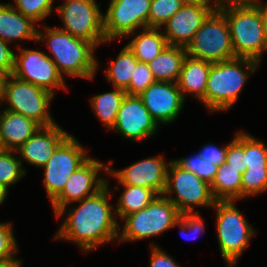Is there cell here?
Here are the masks:
<instances>
[{
	"mask_svg": "<svg viewBox=\"0 0 267 267\" xmlns=\"http://www.w3.org/2000/svg\"><path fill=\"white\" fill-rule=\"evenodd\" d=\"M267 190V169H246L242 174L241 199Z\"/></svg>",
	"mask_w": 267,
	"mask_h": 267,
	"instance_id": "33",
	"label": "cell"
},
{
	"mask_svg": "<svg viewBox=\"0 0 267 267\" xmlns=\"http://www.w3.org/2000/svg\"><path fill=\"white\" fill-rule=\"evenodd\" d=\"M8 195V189L0 184V204H2Z\"/></svg>",
	"mask_w": 267,
	"mask_h": 267,
	"instance_id": "47",
	"label": "cell"
},
{
	"mask_svg": "<svg viewBox=\"0 0 267 267\" xmlns=\"http://www.w3.org/2000/svg\"><path fill=\"white\" fill-rule=\"evenodd\" d=\"M255 4L258 6L263 19L264 34L267 41V3L262 4L260 3V0H258Z\"/></svg>",
	"mask_w": 267,
	"mask_h": 267,
	"instance_id": "42",
	"label": "cell"
},
{
	"mask_svg": "<svg viewBox=\"0 0 267 267\" xmlns=\"http://www.w3.org/2000/svg\"><path fill=\"white\" fill-rule=\"evenodd\" d=\"M227 152V146L219 148L213 144L203 146L202 150L199 151V154L208 162H212L218 166L222 165L225 162Z\"/></svg>",
	"mask_w": 267,
	"mask_h": 267,
	"instance_id": "39",
	"label": "cell"
},
{
	"mask_svg": "<svg viewBox=\"0 0 267 267\" xmlns=\"http://www.w3.org/2000/svg\"><path fill=\"white\" fill-rule=\"evenodd\" d=\"M168 163L162 156L146 158L116 171L108 168L107 174L117 178L121 185H136L163 195L166 188Z\"/></svg>",
	"mask_w": 267,
	"mask_h": 267,
	"instance_id": "17",
	"label": "cell"
},
{
	"mask_svg": "<svg viewBox=\"0 0 267 267\" xmlns=\"http://www.w3.org/2000/svg\"><path fill=\"white\" fill-rule=\"evenodd\" d=\"M182 6L180 0H152L149 28H161Z\"/></svg>",
	"mask_w": 267,
	"mask_h": 267,
	"instance_id": "31",
	"label": "cell"
},
{
	"mask_svg": "<svg viewBox=\"0 0 267 267\" xmlns=\"http://www.w3.org/2000/svg\"><path fill=\"white\" fill-rule=\"evenodd\" d=\"M108 185L106 182L100 191L80 200L79 206L69 210L54 238L75 242L85 252L118 239L120 224L114 217V207L108 203Z\"/></svg>",
	"mask_w": 267,
	"mask_h": 267,
	"instance_id": "1",
	"label": "cell"
},
{
	"mask_svg": "<svg viewBox=\"0 0 267 267\" xmlns=\"http://www.w3.org/2000/svg\"><path fill=\"white\" fill-rule=\"evenodd\" d=\"M15 54L12 75L30 82L55 95L53 88H65L64 76L59 72L50 55L40 50L20 48Z\"/></svg>",
	"mask_w": 267,
	"mask_h": 267,
	"instance_id": "13",
	"label": "cell"
},
{
	"mask_svg": "<svg viewBox=\"0 0 267 267\" xmlns=\"http://www.w3.org/2000/svg\"><path fill=\"white\" fill-rule=\"evenodd\" d=\"M53 97L51 92L9 75L1 102L5 100L9 103L6 110L20 113L41 127H47L56 124L48 111Z\"/></svg>",
	"mask_w": 267,
	"mask_h": 267,
	"instance_id": "8",
	"label": "cell"
},
{
	"mask_svg": "<svg viewBox=\"0 0 267 267\" xmlns=\"http://www.w3.org/2000/svg\"><path fill=\"white\" fill-rule=\"evenodd\" d=\"M138 62L126 45L119 53L116 61H112L106 70L107 80L112 82L113 87L126 90Z\"/></svg>",
	"mask_w": 267,
	"mask_h": 267,
	"instance_id": "28",
	"label": "cell"
},
{
	"mask_svg": "<svg viewBox=\"0 0 267 267\" xmlns=\"http://www.w3.org/2000/svg\"><path fill=\"white\" fill-rule=\"evenodd\" d=\"M7 44L0 39V71L9 76L12 75L14 69L15 53Z\"/></svg>",
	"mask_w": 267,
	"mask_h": 267,
	"instance_id": "40",
	"label": "cell"
},
{
	"mask_svg": "<svg viewBox=\"0 0 267 267\" xmlns=\"http://www.w3.org/2000/svg\"><path fill=\"white\" fill-rule=\"evenodd\" d=\"M108 168L102 162L89 157L71 175L63 191L51 202L56 216L59 218L63 215L69 203H75L100 191L107 181L98 174L101 170H105L107 173Z\"/></svg>",
	"mask_w": 267,
	"mask_h": 267,
	"instance_id": "14",
	"label": "cell"
},
{
	"mask_svg": "<svg viewBox=\"0 0 267 267\" xmlns=\"http://www.w3.org/2000/svg\"><path fill=\"white\" fill-rule=\"evenodd\" d=\"M8 75L2 71H0V103L3 97L4 88H5V82Z\"/></svg>",
	"mask_w": 267,
	"mask_h": 267,
	"instance_id": "46",
	"label": "cell"
},
{
	"mask_svg": "<svg viewBox=\"0 0 267 267\" xmlns=\"http://www.w3.org/2000/svg\"><path fill=\"white\" fill-rule=\"evenodd\" d=\"M127 93L123 89L98 94L91 98V107L108 129H112L117 119L121 103Z\"/></svg>",
	"mask_w": 267,
	"mask_h": 267,
	"instance_id": "26",
	"label": "cell"
},
{
	"mask_svg": "<svg viewBox=\"0 0 267 267\" xmlns=\"http://www.w3.org/2000/svg\"><path fill=\"white\" fill-rule=\"evenodd\" d=\"M96 0H66L56 9L64 27L59 29L93 43H107L104 34V18Z\"/></svg>",
	"mask_w": 267,
	"mask_h": 267,
	"instance_id": "10",
	"label": "cell"
},
{
	"mask_svg": "<svg viewBox=\"0 0 267 267\" xmlns=\"http://www.w3.org/2000/svg\"><path fill=\"white\" fill-rule=\"evenodd\" d=\"M171 192L176 193V197L173 198ZM163 195L172 201L181 213L194 212V205L213 207L217 201L210 184L179 166L175 161L169 162Z\"/></svg>",
	"mask_w": 267,
	"mask_h": 267,
	"instance_id": "9",
	"label": "cell"
},
{
	"mask_svg": "<svg viewBox=\"0 0 267 267\" xmlns=\"http://www.w3.org/2000/svg\"><path fill=\"white\" fill-rule=\"evenodd\" d=\"M258 0H215L217 6H226L232 4H253Z\"/></svg>",
	"mask_w": 267,
	"mask_h": 267,
	"instance_id": "43",
	"label": "cell"
},
{
	"mask_svg": "<svg viewBox=\"0 0 267 267\" xmlns=\"http://www.w3.org/2000/svg\"><path fill=\"white\" fill-rule=\"evenodd\" d=\"M183 5H211L213 0H180Z\"/></svg>",
	"mask_w": 267,
	"mask_h": 267,
	"instance_id": "44",
	"label": "cell"
},
{
	"mask_svg": "<svg viewBox=\"0 0 267 267\" xmlns=\"http://www.w3.org/2000/svg\"><path fill=\"white\" fill-rule=\"evenodd\" d=\"M21 262L19 259H10L7 261H0V267H21Z\"/></svg>",
	"mask_w": 267,
	"mask_h": 267,
	"instance_id": "45",
	"label": "cell"
},
{
	"mask_svg": "<svg viewBox=\"0 0 267 267\" xmlns=\"http://www.w3.org/2000/svg\"><path fill=\"white\" fill-rule=\"evenodd\" d=\"M11 152L14 150H0V184L7 189L26 175L23 169L22 158L15 157Z\"/></svg>",
	"mask_w": 267,
	"mask_h": 267,
	"instance_id": "29",
	"label": "cell"
},
{
	"mask_svg": "<svg viewBox=\"0 0 267 267\" xmlns=\"http://www.w3.org/2000/svg\"><path fill=\"white\" fill-rule=\"evenodd\" d=\"M151 261L150 267H180L171 258L168 254H166L162 249L157 247L156 245H151Z\"/></svg>",
	"mask_w": 267,
	"mask_h": 267,
	"instance_id": "41",
	"label": "cell"
},
{
	"mask_svg": "<svg viewBox=\"0 0 267 267\" xmlns=\"http://www.w3.org/2000/svg\"><path fill=\"white\" fill-rule=\"evenodd\" d=\"M17 243L13 235L12 224L0 222V261H7L15 257Z\"/></svg>",
	"mask_w": 267,
	"mask_h": 267,
	"instance_id": "37",
	"label": "cell"
},
{
	"mask_svg": "<svg viewBox=\"0 0 267 267\" xmlns=\"http://www.w3.org/2000/svg\"><path fill=\"white\" fill-rule=\"evenodd\" d=\"M158 126L141 98L126 94L112 129L129 140H140L155 135Z\"/></svg>",
	"mask_w": 267,
	"mask_h": 267,
	"instance_id": "16",
	"label": "cell"
},
{
	"mask_svg": "<svg viewBox=\"0 0 267 267\" xmlns=\"http://www.w3.org/2000/svg\"><path fill=\"white\" fill-rule=\"evenodd\" d=\"M244 154L246 169H267V146L247 133H244Z\"/></svg>",
	"mask_w": 267,
	"mask_h": 267,
	"instance_id": "30",
	"label": "cell"
},
{
	"mask_svg": "<svg viewBox=\"0 0 267 267\" xmlns=\"http://www.w3.org/2000/svg\"><path fill=\"white\" fill-rule=\"evenodd\" d=\"M199 211H195L193 213L191 212H185V213H181V216L179 218V220L177 221V225L180 227L181 230V234L183 235L184 238H186V240H192L194 237L189 238L188 235L186 233H184L186 230L190 231V235L192 234V236L200 233L204 232V222L203 219L200 217L199 215Z\"/></svg>",
	"mask_w": 267,
	"mask_h": 267,
	"instance_id": "38",
	"label": "cell"
},
{
	"mask_svg": "<svg viewBox=\"0 0 267 267\" xmlns=\"http://www.w3.org/2000/svg\"><path fill=\"white\" fill-rule=\"evenodd\" d=\"M160 28H145L142 33L136 35L127 47L141 63L148 64L157 57L168 45Z\"/></svg>",
	"mask_w": 267,
	"mask_h": 267,
	"instance_id": "24",
	"label": "cell"
},
{
	"mask_svg": "<svg viewBox=\"0 0 267 267\" xmlns=\"http://www.w3.org/2000/svg\"><path fill=\"white\" fill-rule=\"evenodd\" d=\"M180 216L181 212L172 201L164 195H157L145 208L123 218L124 228L118 240L135 241L157 236L177 226Z\"/></svg>",
	"mask_w": 267,
	"mask_h": 267,
	"instance_id": "5",
	"label": "cell"
},
{
	"mask_svg": "<svg viewBox=\"0 0 267 267\" xmlns=\"http://www.w3.org/2000/svg\"><path fill=\"white\" fill-rule=\"evenodd\" d=\"M241 185L242 173H239V169L228 166V163L224 162L218 167L211 190L217 201H236L241 199Z\"/></svg>",
	"mask_w": 267,
	"mask_h": 267,
	"instance_id": "25",
	"label": "cell"
},
{
	"mask_svg": "<svg viewBox=\"0 0 267 267\" xmlns=\"http://www.w3.org/2000/svg\"><path fill=\"white\" fill-rule=\"evenodd\" d=\"M185 49L188 56L212 63L236 58L228 21L218 8L207 17Z\"/></svg>",
	"mask_w": 267,
	"mask_h": 267,
	"instance_id": "6",
	"label": "cell"
},
{
	"mask_svg": "<svg viewBox=\"0 0 267 267\" xmlns=\"http://www.w3.org/2000/svg\"><path fill=\"white\" fill-rule=\"evenodd\" d=\"M187 52L183 46L167 45L148 63L156 81L177 83Z\"/></svg>",
	"mask_w": 267,
	"mask_h": 267,
	"instance_id": "23",
	"label": "cell"
},
{
	"mask_svg": "<svg viewBox=\"0 0 267 267\" xmlns=\"http://www.w3.org/2000/svg\"><path fill=\"white\" fill-rule=\"evenodd\" d=\"M41 126L26 116L4 109L0 111L2 150L17 151Z\"/></svg>",
	"mask_w": 267,
	"mask_h": 267,
	"instance_id": "20",
	"label": "cell"
},
{
	"mask_svg": "<svg viewBox=\"0 0 267 267\" xmlns=\"http://www.w3.org/2000/svg\"><path fill=\"white\" fill-rule=\"evenodd\" d=\"M218 6L183 5L163 26L168 45L186 47L207 17Z\"/></svg>",
	"mask_w": 267,
	"mask_h": 267,
	"instance_id": "18",
	"label": "cell"
},
{
	"mask_svg": "<svg viewBox=\"0 0 267 267\" xmlns=\"http://www.w3.org/2000/svg\"><path fill=\"white\" fill-rule=\"evenodd\" d=\"M156 82L149 65L138 62L131 76L129 87L125 90L128 95H140L152 83Z\"/></svg>",
	"mask_w": 267,
	"mask_h": 267,
	"instance_id": "35",
	"label": "cell"
},
{
	"mask_svg": "<svg viewBox=\"0 0 267 267\" xmlns=\"http://www.w3.org/2000/svg\"><path fill=\"white\" fill-rule=\"evenodd\" d=\"M125 190L118 201V207L116 208L115 214L119 218L123 219L125 216L142 210L148 204H150L157 194L145 187L136 186V185H122Z\"/></svg>",
	"mask_w": 267,
	"mask_h": 267,
	"instance_id": "27",
	"label": "cell"
},
{
	"mask_svg": "<svg viewBox=\"0 0 267 267\" xmlns=\"http://www.w3.org/2000/svg\"><path fill=\"white\" fill-rule=\"evenodd\" d=\"M228 21L235 57L250 58L260 63L267 50L263 19L258 6L232 4L218 6Z\"/></svg>",
	"mask_w": 267,
	"mask_h": 267,
	"instance_id": "4",
	"label": "cell"
},
{
	"mask_svg": "<svg viewBox=\"0 0 267 267\" xmlns=\"http://www.w3.org/2000/svg\"><path fill=\"white\" fill-rule=\"evenodd\" d=\"M152 0H111L103 15L107 42L116 37L135 35V30L149 28Z\"/></svg>",
	"mask_w": 267,
	"mask_h": 267,
	"instance_id": "12",
	"label": "cell"
},
{
	"mask_svg": "<svg viewBox=\"0 0 267 267\" xmlns=\"http://www.w3.org/2000/svg\"><path fill=\"white\" fill-rule=\"evenodd\" d=\"M212 62L186 56L182 65L178 88L185 99V93L195 94L198 99L205 97V90Z\"/></svg>",
	"mask_w": 267,
	"mask_h": 267,
	"instance_id": "22",
	"label": "cell"
},
{
	"mask_svg": "<svg viewBox=\"0 0 267 267\" xmlns=\"http://www.w3.org/2000/svg\"><path fill=\"white\" fill-rule=\"evenodd\" d=\"M259 65L256 60L240 57L212 63L202 103L211 112L228 110L240 95L248 71L255 72Z\"/></svg>",
	"mask_w": 267,
	"mask_h": 267,
	"instance_id": "3",
	"label": "cell"
},
{
	"mask_svg": "<svg viewBox=\"0 0 267 267\" xmlns=\"http://www.w3.org/2000/svg\"><path fill=\"white\" fill-rule=\"evenodd\" d=\"M225 162L228 166L239 169V173L243 174L246 171L243 131L237 132L234 139L227 145Z\"/></svg>",
	"mask_w": 267,
	"mask_h": 267,
	"instance_id": "36",
	"label": "cell"
},
{
	"mask_svg": "<svg viewBox=\"0 0 267 267\" xmlns=\"http://www.w3.org/2000/svg\"><path fill=\"white\" fill-rule=\"evenodd\" d=\"M69 135L57 124L40 127L16 152L23 161L42 168Z\"/></svg>",
	"mask_w": 267,
	"mask_h": 267,
	"instance_id": "19",
	"label": "cell"
},
{
	"mask_svg": "<svg viewBox=\"0 0 267 267\" xmlns=\"http://www.w3.org/2000/svg\"><path fill=\"white\" fill-rule=\"evenodd\" d=\"M175 162L191 173L196 174L199 178L210 185L212 184L219 167L212 162L206 161L199 153L194 155V157L191 156L189 158L185 157L177 159Z\"/></svg>",
	"mask_w": 267,
	"mask_h": 267,
	"instance_id": "32",
	"label": "cell"
},
{
	"mask_svg": "<svg viewBox=\"0 0 267 267\" xmlns=\"http://www.w3.org/2000/svg\"><path fill=\"white\" fill-rule=\"evenodd\" d=\"M88 158L86 150L71 135L58 146L42 167L43 183L51 202L63 191L67 180Z\"/></svg>",
	"mask_w": 267,
	"mask_h": 267,
	"instance_id": "11",
	"label": "cell"
},
{
	"mask_svg": "<svg viewBox=\"0 0 267 267\" xmlns=\"http://www.w3.org/2000/svg\"><path fill=\"white\" fill-rule=\"evenodd\" d=\"M34 21L16 10L10 3H0V39L6 43L15 39L37 40Z\"/></svg>",
	"mask_w": 267,
	"mask_h": 267,
	"instance_id": "21",
	"label": "cell"
},
{
	"mask_svg": "<svg viewBox=\"0 0 267 267\" xmlns=\"http://www.w3.org/2000/svg\"><path fill=\"white\" fill-rule=\"evenodd\" d=\"M13 7L35 23L52 12L53 0H15Z\"/></svg>",
	"mask_w": 267,
	"mask_h": 267,
	"instance_id": "34",
	"label": "cell"
},
{
	"mask_svg": "<svg viewBox=\"0 0 267 267\" xmlns=\"http://www.w3.org/2000/svg\"><path fill=\"white\" fill-rule=\"evenodd\" d=\"M217 234L221 255L229 267H234L241 253L249 245L254 230L247 223L234 200L216 201Z\"/></svg>",
	"mask_w": 267,
	"mask_h": 267,
	"instance_id": "7",
	"label": "cell"
},
{
	"mask_svg": "<svg viewBox=\"0 0 267 267\" xmlns=\"http://www.w3.org/2000/svg\"><path fill=\"white\" fill-rule=\"evenodd\" d=\"M45 31L43 34L38 29L37 40L47 43L53 55L50 58L59 72L63 76L93 79L98 67V61L94 55L97 47L88 40L72 36L59 28L46 26Z\"/></svg>",
	"mask_w": 267,
	"mask_h": 267,
	"instance_id": "2",
	"label": "cell"
},
{
	"mask_svg": "<svg viewBox=\"0 0 267 267\" xmlns=\"http://www.w3.org/2000/svg\"><path fill=\"white\" fill-rule=\"evenodd\" d=\"M138 96L158 125L174 121L185 103L175 82L156 81Z\"/></svg>",
	"mask_w": 267,
	"mask_h": 267,
	"instance_id": "15",
	"label": "cell"
}]
</instances>
